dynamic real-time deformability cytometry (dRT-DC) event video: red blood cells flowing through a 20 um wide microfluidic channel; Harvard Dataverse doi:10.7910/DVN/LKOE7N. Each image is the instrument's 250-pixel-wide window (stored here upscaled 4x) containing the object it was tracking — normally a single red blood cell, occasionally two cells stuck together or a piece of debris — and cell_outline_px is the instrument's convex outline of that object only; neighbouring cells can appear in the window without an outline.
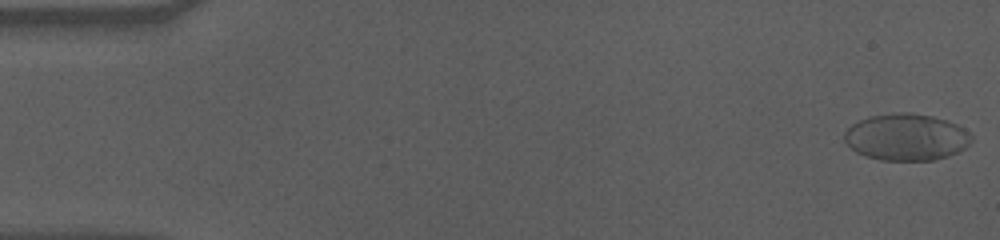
{"species": "human", "species_latin": "Homo sapiens", "temperature_condition": "cold", "stored_images_in_passage": 57, "camera_frame_rate_fps": 3000, "um_per_image_px": 0.085, "donor": {"sex": "male"}, "frame": {"image": 1, "passage_image": 1, "time_ms": 0.0, "image_size_px": [1000, 240], "cell_outline_px": [[972, 140], [964, 148], [948, 156], [932, 160], [880, 160], [864, 156], [856, 152], [844, 140], [844, 132], [852, 124], [868, 116], [896, 112], [912, 112], [932, 116], [948, 120], [964, 128], [972, 136]], "centroid_in_image_um": [77.02, 11.64], "position_along_channel_um": 8.0, "area_um2": 34.74}}
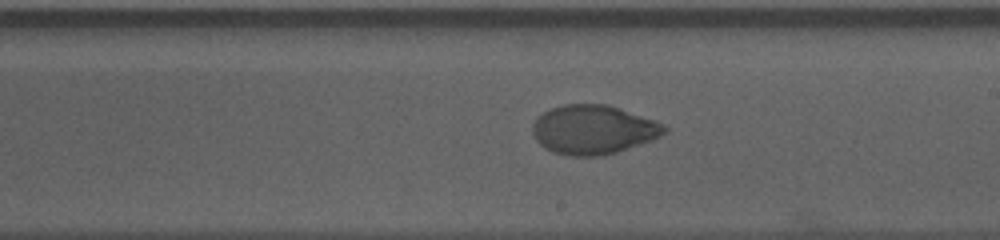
{"frame": {"image": 2, "passage_image": 33, "time_ms": 10.667, "image_size_px": [1000, 240], "cell_outline_px": [[668, 132], [652, 140], [604, 156], [568, 156], [552, 152], [544, 148], [536, 140], [532, 132], [532, 124], [536, 116], [552, 108], [564, 104], [608, 104], [620, 108], [664, 124], [668, 128]], "centroid_in_image_um": [50.41, 11.02], "position_along_channel_um": 238.6, "area_um2": 37.97}}
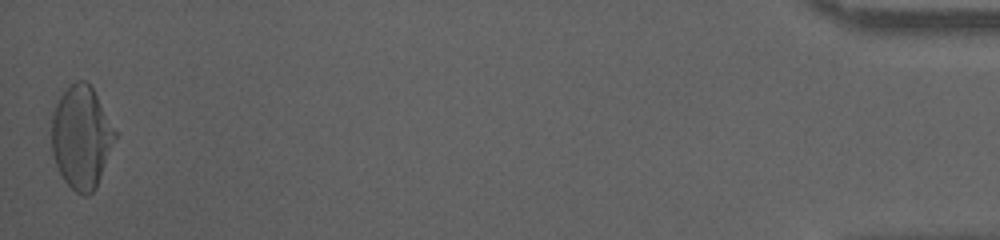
{"frame": {"image": 3, "passage_image": 57, "time_ms": 18.667, "image_size_px": [1000, 240], "cell_outline_px": [[116, 136], [96, 188], [88, 196], [84, 196], [76, 192], [64, 180], [52, 156], [52, 112], [60, 96], [76, 80], [84, 80], [92, 88], [116, 132]], "centroid_in_image_um": [6.9, 11.68], "position_along_channel_um": 428.3, "area_um2": 37.34}, "authors_computed_cell_mechanics": {"area_um2": 37.2232, "velocity_mm_per_s": 3.5388, "shape_relaxation_time_tau1_ms": 6.4004, "shape_relaxation_time_tau2_ms": 1.3397, "deformation_change_tau1": 0.1921, "deformation_change_tau2": 0.0431}}